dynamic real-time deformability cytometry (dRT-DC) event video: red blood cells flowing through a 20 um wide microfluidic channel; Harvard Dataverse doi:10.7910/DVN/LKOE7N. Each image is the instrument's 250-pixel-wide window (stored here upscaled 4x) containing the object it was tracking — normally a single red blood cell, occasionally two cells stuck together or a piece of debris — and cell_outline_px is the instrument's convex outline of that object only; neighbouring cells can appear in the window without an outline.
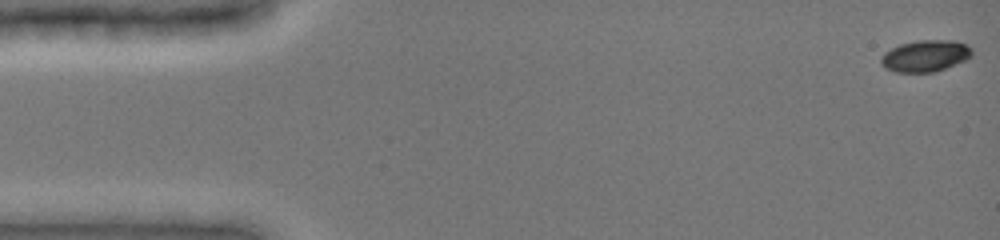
{"species": "common noctule bat (a hibernating species)", "species_latin": "Nyctalus noctula", "temperature_condition": "cold", "stored_images_in_passage": 49, "camera_frame_rate_fps": 3000, "um_per_image_px": 0.085, "animal": {"sex": "female", "body_mass_g": 19.0, "forearm_length_mm": 51.5}, "frame": {"image": 1, "passage_image": 1, "time_ms": 0.0, "image_size_px": [1000, 240], "cell_outline_px": [[972, 56], [964, 60], [936, 72], [896, 72], [884, 68], [880, 64], [880, 56], [884, 52], [900, 44], [916, 40], [952, 40], [968, 44], [972, 48]], "centroid_in_image_um": [78.63, 4.74], "position_along_channel_um": 6.4, "area_um2": 16.94}}
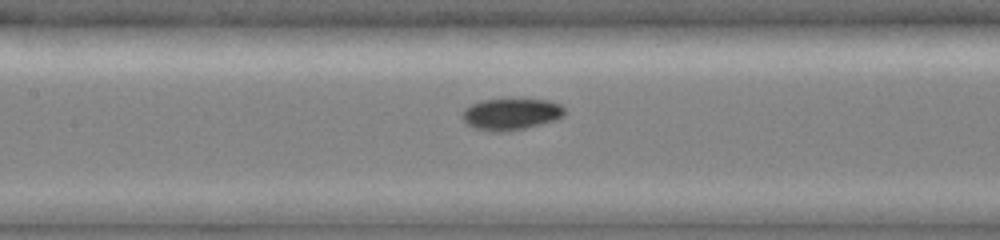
{"frame": {"image": 2, "passage_image": 23, "time_ms": 7.333, "image_size_px": [1000, 240], "cell_outline_px": [[564, 116], [556, 120], [524, 128], [504, 132], [488, 132], [472, 128], [460, 116], [460, 112], [464, 108], [472, 104], [484, 100], [548, 100], [560, 104], [564, 108]], "centroid_in_image_um": [43.39, 9.72], "position_along_channel_um": 164.0, "area_um2": 18.84}}
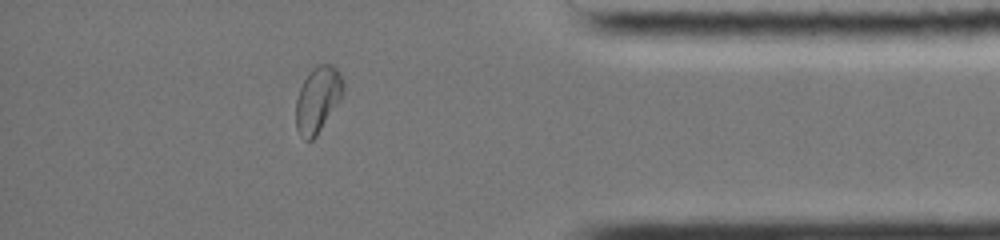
{"frame": {"image": 3, "passage_image": 43, "time_ms": 14.0, "image_size_px": [1000, 240], "cell_outline_px": [[344, 92], [316, 136], [312, 140], [304, 140], [300, 136], [296, 128], [296, 100], [300, 88], [308, 72], [316, 64], [332, 64], [340, 72], [344, 80]], "centroid_in_image_um": [27.0, 8.42], "position_along_channel_um": 408.2, "area_um2": 18.15}, "authors_computed_cell_mechanics": {"area_um2": 18.1492, "velocity_mm_per_s": 3.9082, "shape_relaxation_time_tau1_ms": 7.3279, "shape_relaxation_time_tau2_ms": null, "deformation_change_tau1": 0.1765, "deformation_change_tau2": null}}